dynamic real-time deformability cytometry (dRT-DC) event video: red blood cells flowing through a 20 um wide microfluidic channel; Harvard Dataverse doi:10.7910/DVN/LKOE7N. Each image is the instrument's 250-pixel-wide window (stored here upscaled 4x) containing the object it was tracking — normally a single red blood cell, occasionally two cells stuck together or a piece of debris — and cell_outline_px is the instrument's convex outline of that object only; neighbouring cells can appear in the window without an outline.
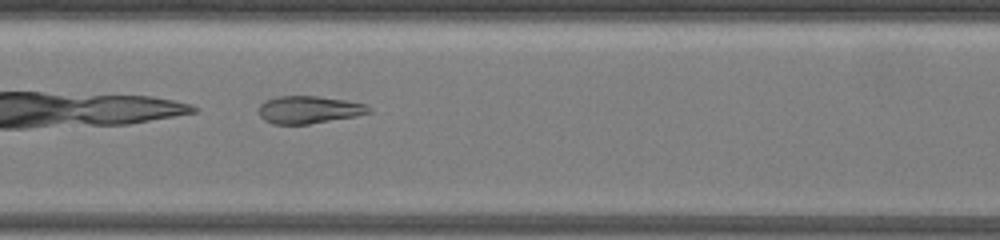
{"species": "common noctule bat (a hibernating species)", "species_latin": "Nyctalus noctula", "temperature_condition": "warm", "stored_images_in_passage": 50, "camera_frame_rate_fps": 3000, "um_per_image_px": 0.085, "animal": {"sex": "female", "body_mass_g": 19.5, "forearm_length_mm": 54.1}, "frame": {"image": 1, "passage_image": 26, "time_ms": 13.667, "image_size_px": [1000, 240], "cell_outline_px": [[372, 112], [356, 116], [308, 124], [272, 124], [264, 120], [260, 116], [260, 104], [264, 100], [276, 96], [316, 96], [348, 100], [368, 104], [372, 108]], "centroid_in_image_um": [26.29, 9.31], "position_along_channel_um": 181.1, "area_um2": 17.86}}
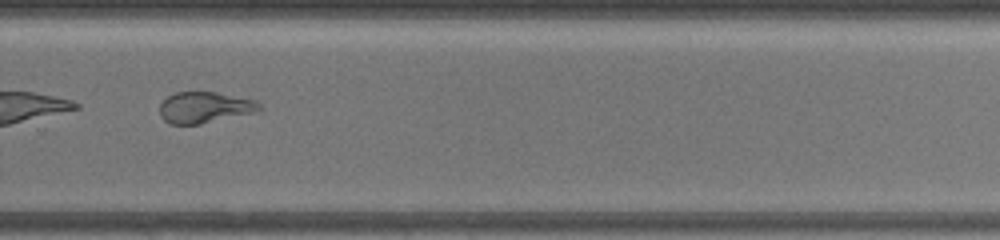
{"frame": {"image": 2, "passage_image": 38, "time_ms": 18.333, "image_size_px": [1000, 240], "cell_outline_px": [[264, 108], [252, 112], [200, 124], [168, 124], [160, 116], [160, 104], [168, 96], [176, 92], [216, 92], [256, 100]], "centroid_in_image_um": [17.37, 9.12], "position_along_channel_um": 312.4, "area_um2": 17.92}}